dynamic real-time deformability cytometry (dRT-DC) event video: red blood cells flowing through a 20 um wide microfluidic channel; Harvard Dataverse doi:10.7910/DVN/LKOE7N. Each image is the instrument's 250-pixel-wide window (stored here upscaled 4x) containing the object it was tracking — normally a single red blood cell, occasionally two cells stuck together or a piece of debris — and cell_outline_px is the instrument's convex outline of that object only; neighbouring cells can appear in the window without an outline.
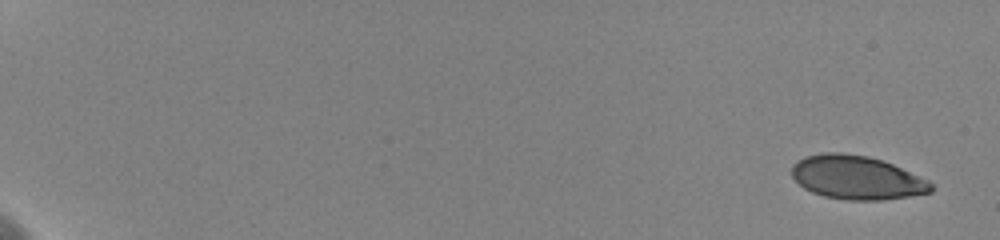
{"species": "human", "species_latin": "Homo sapiens", "temperature_condition": "cold", "stored_images_in_passage": 10, "camera_frame_rate_fps": 3000, "um_per_image_px": 0.085, "donor": {"sex": "female"}, "frame": {"image": 1, "passage_image": 1, "time_ms": 0.0, "image_size_px": [1000, 240], "cell_outline_px": [[932, 192], [908, 196], [880, 200], [848, 200], [824, 196], [812, 192], [804, 188], [792, 176], [792, 164], [796, 160], [804, 156], [820, 152], [840, 152], [868, 156], [892, 164], [928, 180], [932, 184]], "centroid_in_image_um": [72.78, 15.08], "position_along_channel_um": 12.2, "area_um2": 35.37}}
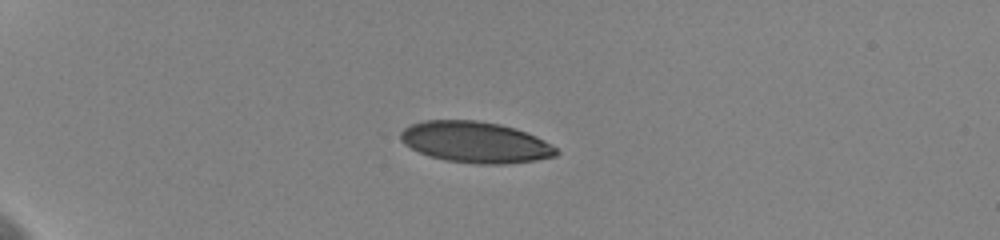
{"frame": {"image": 2, "passage_image": 7, "time_ms": 5.0, "image_size_px": [1000, 240], "cell_outline_px": [[560, 152], [556, 156], [536, 160], [504, 164], [476, 164], [444, 160], [428, 156], [404, 144], [400, 140], [400, 132], [404, 128], [412, 124], [424, 120], [476, 120], [500, 124], [516, 128], [536, 136], [544, 140], [556, 148]], "centroid_in_image_um": [40.41, 12.09], "position_along_channel_um": 44.6, "area_um2": 37.45}}